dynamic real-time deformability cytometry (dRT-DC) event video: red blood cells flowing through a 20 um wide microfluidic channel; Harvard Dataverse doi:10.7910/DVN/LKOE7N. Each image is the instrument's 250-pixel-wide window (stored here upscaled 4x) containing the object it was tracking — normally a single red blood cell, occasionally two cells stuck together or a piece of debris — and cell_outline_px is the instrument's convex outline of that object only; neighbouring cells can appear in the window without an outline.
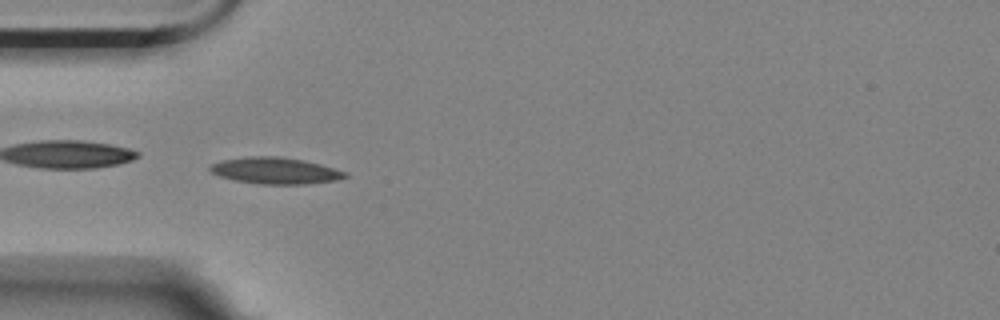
{"species": "Egyptian fruit bat (a non-hibernating species)", "species_latin": "Rousettus aegyptiacus", "temperature_condition": "room temperature", "stored_images_in_passage": 41, "camera_frame_rate_fps": 3000, "um_per_image_px": 0.085, "animal": {"sex": "female"}, "frame": {"image": 1, "passage_image": 1, "time_ms": 0.0, "image_size_px": [1000, 320], "cell_outline_px": [[348, 176], [336, 180], [304, 184], [260, 184], [236, 180], [220, 176], [212, 172], [208, 168], [212, 164], [220, 160], [248, 156], [280, 156], [304, 160], [320, 164], [348, 172]], "centroid_in_image_um": [23.41, 14.49], "position_along_channel_um": 61.6, "area_um2": 20.81}}
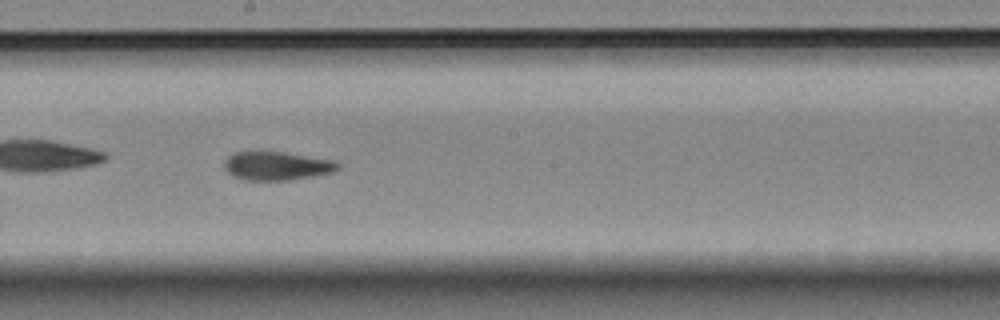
{"frame": {"image": 2, "passage_image": 15, "time_ms": 4.667, "image_size_px": [1000, 320], "cell_outline_px": [[340, 168], [332, 172], [312, 176], [288, 180], [244, 180], [232, 176], [224, 168], [224, 160], [232, 152], [284, 152], [336, 160], [340, 164]], "centroid_in_image_um": [23.52, 14.09], "position_along_channel_um": 224.7, "area_um2": 19.02}}
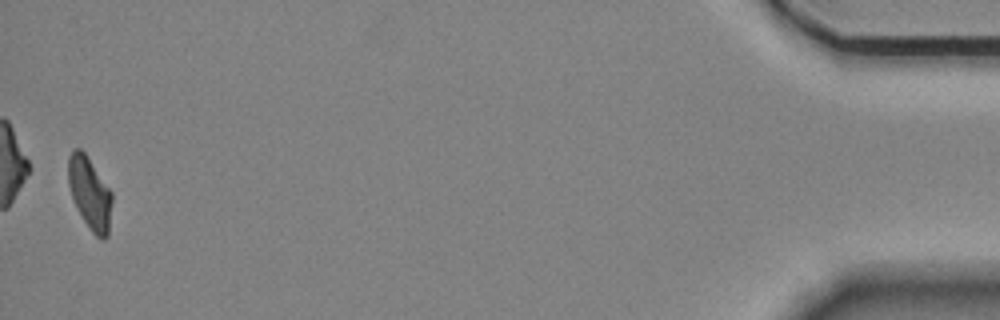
{"frame": {"image": 3, "passage_image": 40, "time_ms": 13.0, "image_size_px": [1000, 320], "cell_outline_px": [[112, 200], [108, 236], [104, 240], [100, 240], [92, 232], [84, 220], [72, 196], [68, 184], [68, 156], [72, 148], [80, 148], [84, 152], [112, 192]], "centroid_in_image_um": [7.63, 16.41], "position_along_channel_um": 427.6, "area_um2": 18.26}, "authors_computed_cell_mechanics": {"area_um2": 19.074, "velocity_mm_per_s": 3.5132, "shape_relaxation_time_tau1_ms": 10.3432, "shape_relaxation_time_tau2_ms": 1.9949, "deformation_change_tau1": 0.2482, "deformation_change_tau2": 0.0778}}